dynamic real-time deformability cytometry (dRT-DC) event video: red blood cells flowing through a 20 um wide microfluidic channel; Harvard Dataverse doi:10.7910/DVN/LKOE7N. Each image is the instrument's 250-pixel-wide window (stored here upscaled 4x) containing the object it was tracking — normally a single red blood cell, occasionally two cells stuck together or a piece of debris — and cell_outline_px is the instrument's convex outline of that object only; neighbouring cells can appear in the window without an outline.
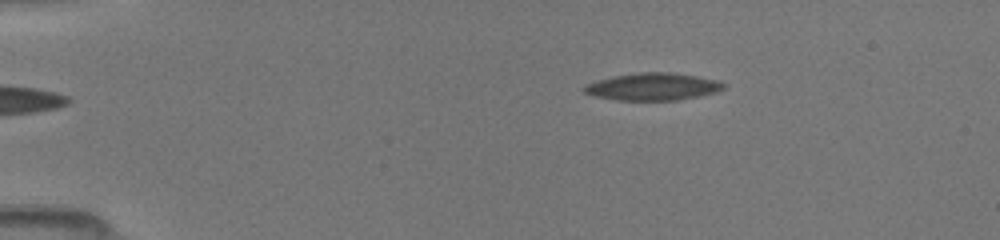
{"species": "common noctule bat (a hibernating species)", "species_latin": "Nyctalus noctula", "temperature_condition": "room temperature", "stored_images_in_passage": 17, "camera_frame_rate_fps": 3000, "um_per_image_px": 0.085, "animal": {"sex": "female", "body_mass_g": 19.5, "forearm_length_mm": 54.1}, "frame": {"image": 1, "passage_image": 1, "time_ms": 0.0, "image_size_px": [1000, 240], "cell_outline_px": [[724, 88], [712, 92], [696, 96], [676, 100], [616, 100], [596, 96], [584, 92], [584, 88], [588, 84], [612, 76], [640, 72], [672, 72], [720, 80], [724, 84]], "centroid_in_image_um": [55.5, 7.35], "position_along_channel_um": 29.5, "area_um2": 21.79}}
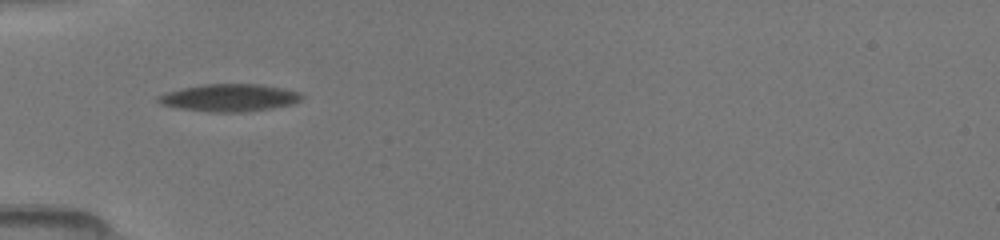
{"frame": {"image": 2, "passage_image": 16, "time_ms": 2.667, "image_size_px": [1000, 240], "cell_outline_px": [[304, 96], [300, 100], [292, 104], [244, 112], [208, 112], [180, 108], [160, 104], [156, 100], [156, 96], [168, 92], [184, 88], [204, 84], [260, 84], [300, 92]], "centroid_in_image_um": [19.48, 8.31], "position_along_channel_um": 65.5, "area_um2": 22.72}}